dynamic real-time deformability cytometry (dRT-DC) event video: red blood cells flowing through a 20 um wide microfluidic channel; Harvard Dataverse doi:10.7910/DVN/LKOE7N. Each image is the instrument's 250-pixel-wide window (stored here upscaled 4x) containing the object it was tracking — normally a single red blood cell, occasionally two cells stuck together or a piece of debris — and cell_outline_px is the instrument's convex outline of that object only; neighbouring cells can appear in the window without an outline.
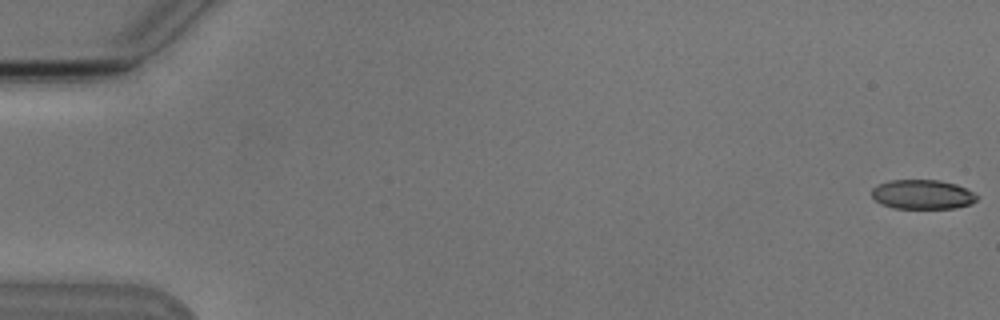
{"species": "Egyptian fruit bat (a non-hibernating species)", "species_latin": "Rousettus aegyptiacus", "temperature_condition": "cold", "stored_images_in_passage": 7, "camera_frame_rate_fps": 3000, "um_per_image_px": 0.085, "animal": {"sex": "male"}, "frame": {"image": 1, "passage_image": 1, "time_ms": 0.0, "image_size_px": [1000, 320], "cell_outline_px": [[976, 200], [972, 204], [956, 208], [892, 208], [880, 204], [872, 196], [872, 188], [888, 180], [940, 180], [956, 184], [972, 192], [976, 196]], "centroid_in_image_um": [78.39, 16.53], "position_along_channel_um": 6.6, "area_um2": 17.98}}